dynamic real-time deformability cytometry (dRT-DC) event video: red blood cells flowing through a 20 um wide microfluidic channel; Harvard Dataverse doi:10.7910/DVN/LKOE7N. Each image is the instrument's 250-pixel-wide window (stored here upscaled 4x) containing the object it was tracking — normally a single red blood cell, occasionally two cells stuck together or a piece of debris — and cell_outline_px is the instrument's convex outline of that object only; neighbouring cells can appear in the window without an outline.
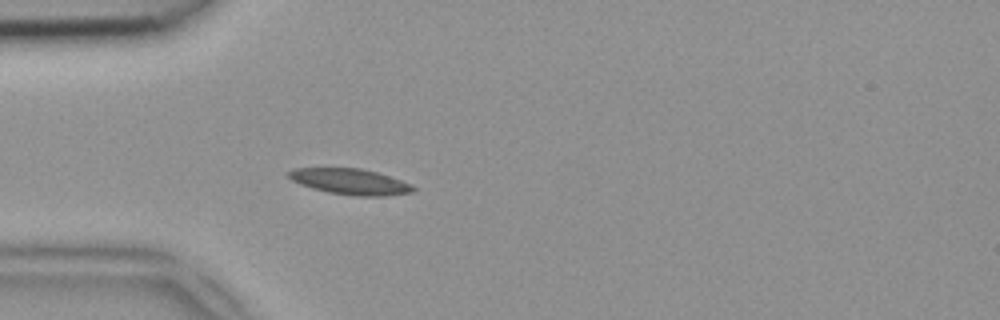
{"species": "common noctule bat (a hibernating species)", "species_latin": "Nyctalus noctula", "temperature_condition": "room temperature", "stored_images_in_passage": 36, "camera_frame_rate_fps": 3000, "um_per_image_px": 0.085, "animal": {"sex": "female", "body_mass_g": 18.4}, "frame": {"image": 1, "passage_image": 1, "time_ms": 0.0, "image_size_px": [1000, 320], "cell_outline_px": [[416, 188], [412, 192], [388, 196], [352, 196], [328, 192], [312, 188], [300, 184], [292, 180], [284, 172], [296, 168], [360, 168], [376, 172], [400, 180]], "centroid_in_image_um": [29.72, 15.44], "position_along_channel_um": 55.3, "area_um2": 18.67}}
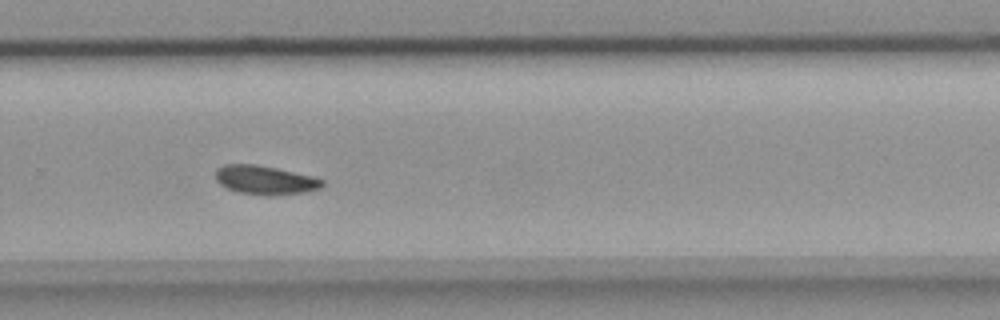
{"frame": {"image": 2, "passage_image": 20, "time_ms": 6.333, "image_size_px": [1000, 320], "cell_outline_px": [[324, 184], [320, 188], [304, 192], [240, 192], [228, 188], [220, 184], [216, 180], [216, 168], [224, 164], [256, 164], [276, 168], [312, 176], [324, 180]], "centroid_in_image_um": [22.5, 15.23], "position_along_channel_um": 307.3, "area_um2": 16.94}}
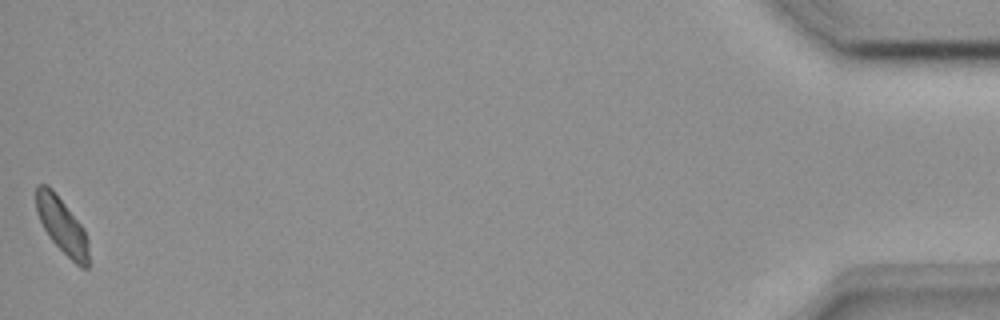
{"frame": {"image": 3, "passage_image": 36, "time_ms": 11.667, "image_size_px": [1000, 320], "cell_outline_px": [[88, 268], [80, 268], [48, 236], [36, 212], [36, 184], [48, 184], [52, 188], [84, 228], [88, 240]], "centroid_in_image_um": [5.26, 19.15], "position_along_channel_um": 429.9, "area_um2": 16.99}}